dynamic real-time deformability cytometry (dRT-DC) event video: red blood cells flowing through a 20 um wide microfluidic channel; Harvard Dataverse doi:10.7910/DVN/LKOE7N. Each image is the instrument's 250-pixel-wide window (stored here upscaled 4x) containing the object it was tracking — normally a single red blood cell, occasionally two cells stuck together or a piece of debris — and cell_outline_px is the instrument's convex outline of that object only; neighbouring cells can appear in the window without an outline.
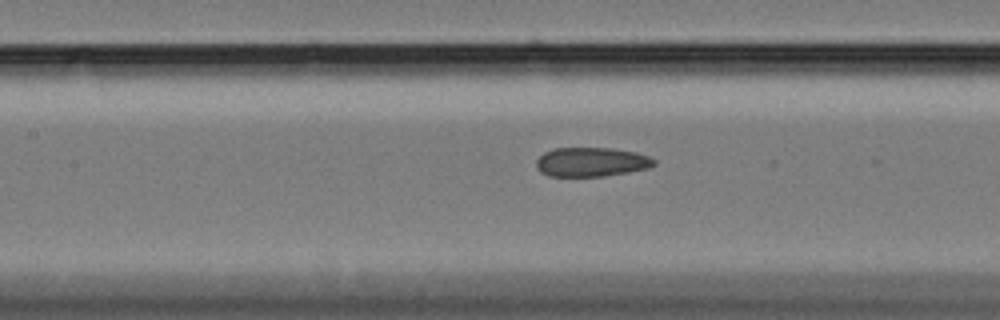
{"species": "Egyptian fruit bat (a non-hibernating species)", "species_latin": "Rousettus aegyptiacus", "temperature_condition": "cold", "stored_images_in_passage": 44, "camera_frame_rate_fps": 3000, "um_per_image_px": 0.085, "animal": {"sex": "female"}, "frame": {"image": 1, "passage_image": 12, "time_ms": 3.667, "image_size_px": [1000, 320], "cell_outline_px": [[656, 164], [648, 168], [628, 172], [604, 176], [548, 176], [540, 172], [536, 168], [536, 160], [544, 152], [552, 148], [612, 148], [636, 152], [648, 156], [656, 160]], "centroid_in_image_um": [50.25, 13.76], "position_along_channel_um": 157.2, "area_um2": 20.17}}
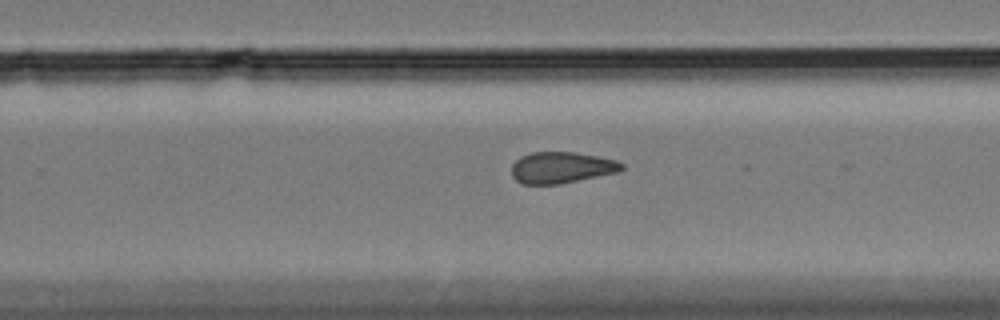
{"frame": {"image": 2, "passage_image": 23, "time_ms": 7.333, "image_size_px": [1000, 320], "cell_outline_px": [[624, 168], [620, 172], [560, 184], [524, 184], [516, 180], [512, 176], [512, 164], [520, 156], [532, 152], [576, 152], [616, 160], [624, 164]], "centroid_in_image_um": [47.74, 14.24], "position_along_channel_um": 282.1, "area_um2": 20.23}}
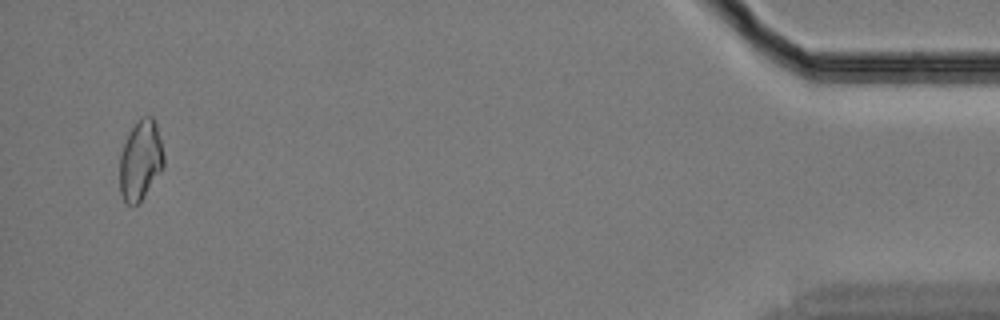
{"frame": {"image": 3, "passage_image": 42, "time_ms": 13.667, "image_size_px": [1000, 320], "cell_outline_px": [[164, 168], [144, 196], [132, 208], [124, 200], [120, 192], [120, 152], [132, 128], [140, 116], [152, 116], [156, 124], [164, 156]], "centroid_in_image_um": [11.95, 13.64], "position_along_channel_um": 423.3, "area_um2": 20.46}}